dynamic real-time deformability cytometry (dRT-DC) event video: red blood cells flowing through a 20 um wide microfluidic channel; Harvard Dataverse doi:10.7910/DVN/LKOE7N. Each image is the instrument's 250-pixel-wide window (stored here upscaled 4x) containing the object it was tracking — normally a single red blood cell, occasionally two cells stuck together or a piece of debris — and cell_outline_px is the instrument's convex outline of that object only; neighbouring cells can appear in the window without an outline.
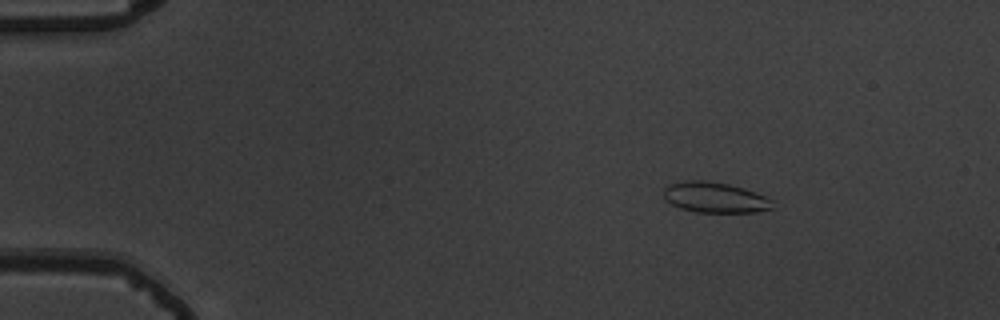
{"species": "common noctule bat (a hibernating species)", "species_latin": "Nyctalus noctula", "temperature_condition": "warm", "stored_images_in_passage": 48, "camera_frame_rate_fps": 3000, "um_per_image_px": 0.085, "animal": {"sex": "male", "body_mass_g": 19.5, "forearm_length_mm": 54.6}, "frame": {"image": 1, "passage_image": 1, "time_ms": 0.0, "image_size_px": [1000, 320], "cell_outline_px": [[772, 208], [756, 212], [696, 212], [680, 208], [664, 200], [664, 188], [668, 184], [688, 180], [704, 180], [728, 184], [744, 188], [756, 192], [772, 200]], "centroid_in_image_um": [60.74, 16.78], "position_along_channel_um": 24.3, "area_um2": 19.36}}
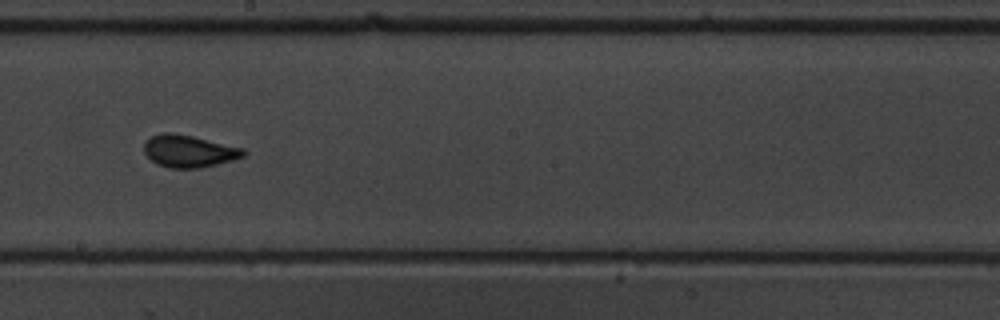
{"frame": {"image": 2, "passage_image": 25, "time_ms": 8.0, "image_size_px": [1000, 320], "cell_outline_px": [[248, 152], [244, 156], [232, 160], [200, 168], [168, 168], [156, 164], [144, 152], [144, 144], [152, 136], [164, 132], [172, 132], [192, 136], [244, 148]], "centroid_in_image_um": [16.07, 12.85], "position_along_channel_um": 232.1, "area_um2": 18.61}}
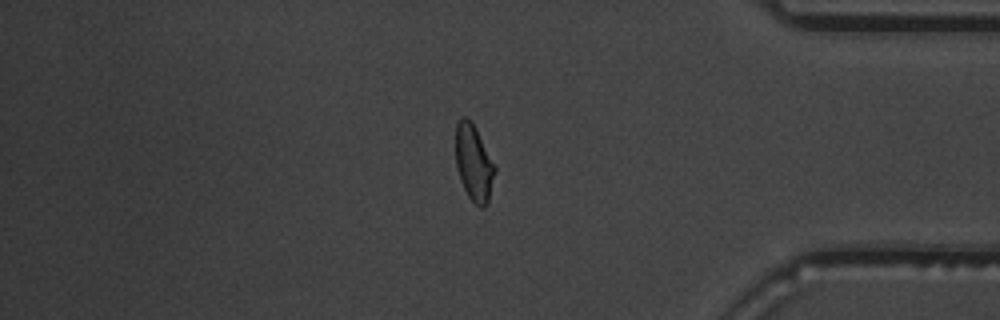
{"frame": {"image": 3, "passage_image": 40, "time_ms": 13.0, "image_size_px": [1000, 320], "cell_outline_px": [[496, 172], [488, 204], [484, 208], [480, 208], [468, 196], [460, 180], [456, 164], [456, 124], [464, 116], [472, 124], [496, 164]], "centroid_in_image_um": [40.3, 13.92], "position_along_channel_um": 394.9, "area_um2": 17.34}, "authors_computed_cell_mechanics": {"area_um2": 18.2359, "velocity_mm_per_s": 3.6995, "shape_relaxation_time_tau1_ms": 3.0452, "shape_relaxation_time_tau2_ms": 1.0392, "deformation_change_tau1": 0.0939, "deformation_change_tau2": 0.0465}}